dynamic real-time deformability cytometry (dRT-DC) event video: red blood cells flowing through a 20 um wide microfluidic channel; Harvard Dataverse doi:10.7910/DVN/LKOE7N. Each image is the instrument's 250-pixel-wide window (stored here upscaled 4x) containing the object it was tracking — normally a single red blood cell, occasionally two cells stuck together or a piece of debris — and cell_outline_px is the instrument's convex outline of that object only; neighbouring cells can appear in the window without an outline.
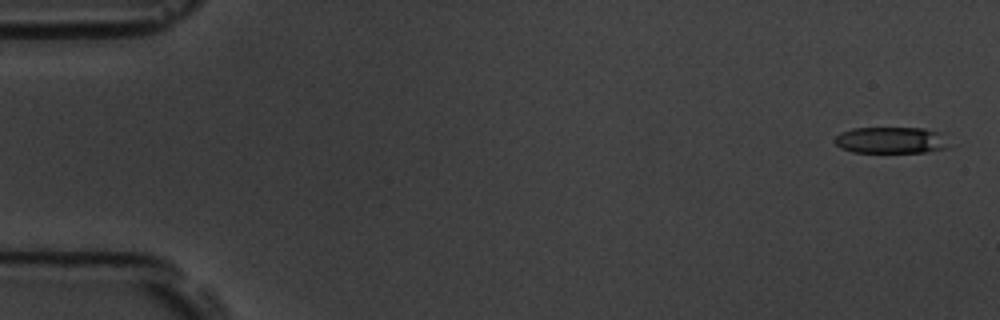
{"species": "common noctule bat (a hibernating species)", "species_latin": "Nyctalus noctula", "temperature_condition": "room temperature", "stored_images_in_passage": 5, "camera_frame_rate_fps": 3000, "um_per_image_px": 0.085, "animal": {"sex": "male", "body_mass_g": 19.5, "forearm_length_mm": 54.6}, "frame": {"image": 1, "passage_image": 1, "time_ms": 0.0, "image_size_px": [1000, 320], "cell_outline_px": [[948, 148], [924, 152], [852, 152], [840, 148], [836, 144], [836, 136], [840, 132], [852, 128], [924, 128], [940, 132]], "centroid_in_image_um": [75.68, 11.91], "position_along_channel_um": 9.3, "area_um2": 17.46}}
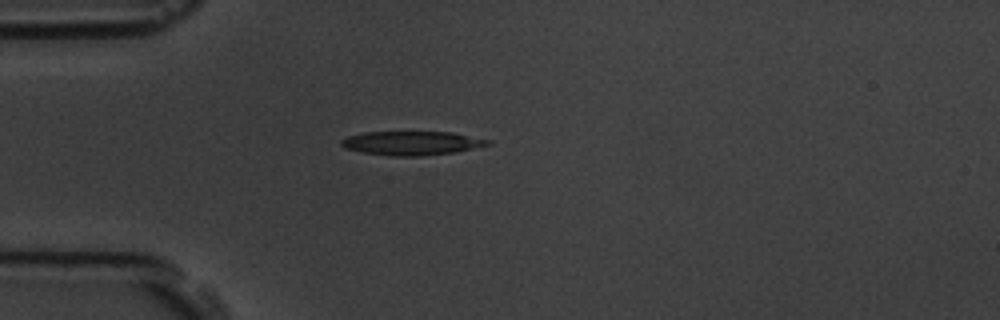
{"frame": {"image": 2, "passage_image": 5, "time_ms": 1.333, "image_size_px": [1000, 320], "cell_outline_px": [[492, 144], [452, 152], [420, 156], [388, 156], [360, 152], [344, 148], [340, 144], [340, 140], [348, 136], [364, 132], [452, 132], [492, 140]], "centroid_in_image_um": [34.96, 12.16], "position_along_channel_um": 50.0, "area_um2": 20.46}}